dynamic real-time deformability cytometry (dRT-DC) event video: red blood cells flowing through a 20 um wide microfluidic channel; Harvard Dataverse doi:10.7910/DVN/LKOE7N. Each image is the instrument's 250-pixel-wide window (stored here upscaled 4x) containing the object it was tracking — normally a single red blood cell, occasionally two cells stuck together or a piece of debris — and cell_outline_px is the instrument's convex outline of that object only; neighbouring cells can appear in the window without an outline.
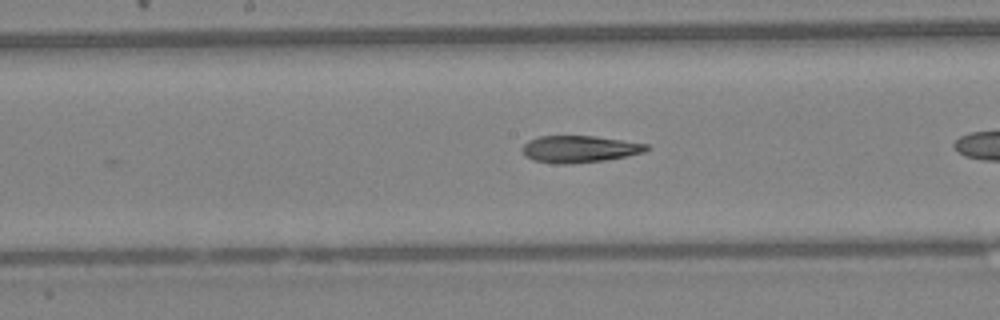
{"species": "Egyptian fruit bat (a non-hibernating species)", "species_latin": "Rousettus aegyptiacus", "temperature_condition": "warm", "stored_images_in_passage": 27, "camera_frame_rate_fps": 3000, "um_per_image_px": 0.085, "animal": {"sex": "female"}, "frame": {"image": 1, "passage_image": 7, "time_ms": 2.0, "image_size_px": [1000, 320], "cell_outline_px": [[648, 148], [644, 152], [604, 160], [568, 164], [560, 164], [536, 160], [528, 156], [524, 152], [524, 144], [528, 140], [540, 136], [596, 136], [648, 144]], "centroid_in_image_um": [49.28, 12.65], "position_along_channel_um": 198.9, "area_um2": 19.02}}
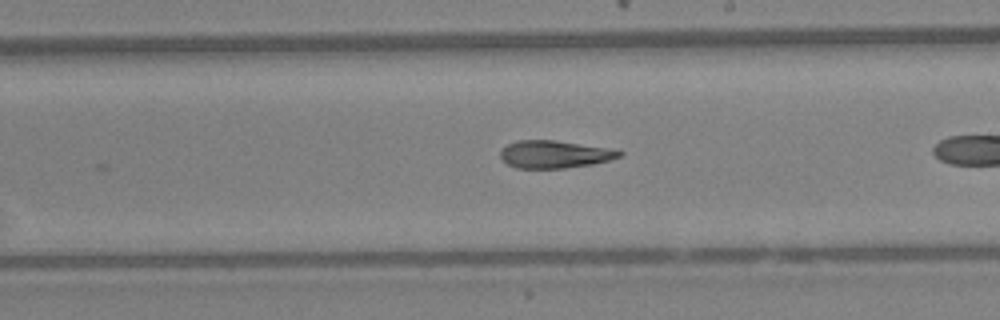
{"frame": {"image": 2, "passage_image": 10, "time_ms": 3.0, "image_size_px": [1000, 320], "cell_outline_px": [[624, 152], [620, 156], [608, 160], [592, 164], [564, 168], [516, 168], [508, 164], [500, 156], [500, 152], [508, 144], [520, 140], [552, 140], [608, 148]], "centroid_in_image_um": [47.12, 13.12], "position_along_channel_um": 241.9, "area_um2": 18.73}, "authors_computed_cell_mechanics": {"area_um2": 18.7272, "velocity_mm_per_s": 4.3212, "shape_relaxation_time_tau1_ms": 2.4056, "shape_relaxation_time_tau2_ms": 3.8215, "deformation_change_tau1": 0.1176, "deformation_change_tau2": 0.1403}}